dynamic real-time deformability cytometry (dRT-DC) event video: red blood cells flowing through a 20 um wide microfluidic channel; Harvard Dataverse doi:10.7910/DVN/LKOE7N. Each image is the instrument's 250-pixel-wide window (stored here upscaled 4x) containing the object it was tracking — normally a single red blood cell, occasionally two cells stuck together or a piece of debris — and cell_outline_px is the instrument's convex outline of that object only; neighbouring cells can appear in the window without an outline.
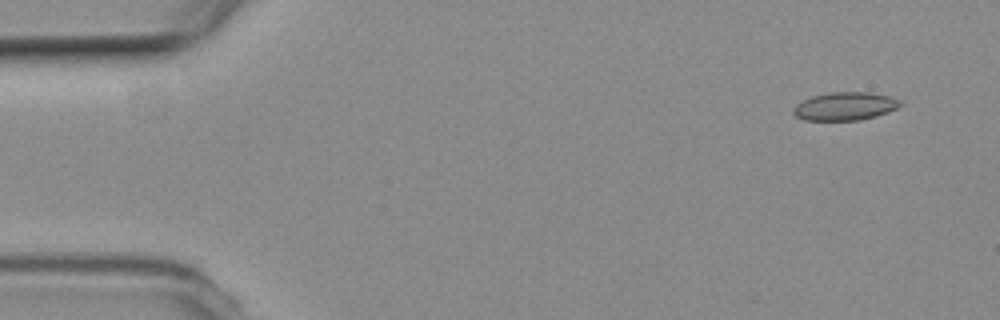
{"species": "common noctule bat (a hibernating species)", "species_latin": "Nyctalus noctula", "temperature_condition": "room temperature", "stored_images_in_passage": 5, "camera_frame_rate_fps": 3000, "um_per_image_px": 0.085, "animal": {"sex": "female", "body_mass_g": 19.3, "forearm_length_mm": 54.1}, "frame": {"image": 1, "passage_image": 1, "time_ms": 0.0, "image_size_px": [1000, 320], "cell_outline_px": [[904, 104], [888, 112], [876, 116], [860, 120], [804, 120], [796, 116], [792, 112], [792, 108], [796, 104], [812, 96], [828, 92], [868, 92], [892, 96], [900, 100]], "centroid_in_image_um": [71.84, 9.02], "position_along_channel_um": 13.2, "area_um2": 17.69}}